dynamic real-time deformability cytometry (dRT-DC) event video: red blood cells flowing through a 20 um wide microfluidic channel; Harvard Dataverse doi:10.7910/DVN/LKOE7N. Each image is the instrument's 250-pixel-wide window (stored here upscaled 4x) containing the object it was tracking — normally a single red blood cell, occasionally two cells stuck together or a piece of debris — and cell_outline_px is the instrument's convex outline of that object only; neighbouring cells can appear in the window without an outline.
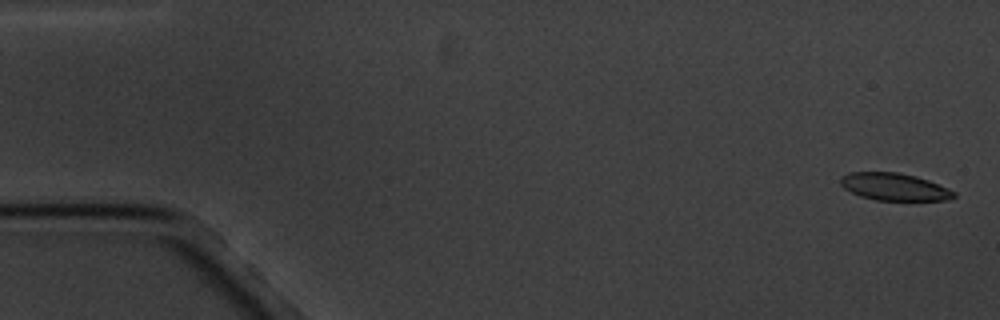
{"species": "common noctule bat (a hibernating species)", "species_latin": "Nyctalus noctula", "temperature_condition": "cold", "stored_images_in_passage": 6, "camera_frame_rate_fps": 3000, "um_per_image_px": 0.085, "animal": {"sex": "male", "body_mass_g": 20.1, "forearm_length_mm": 53.5}, "frame": {"image": 1, "passage_image": 1, "time_ms": 0.0, "image_size_px": [1000, 320], "cell_outline_px": [[956, 196], [944, 200], [876, 200], [860, 196], [844, 188], [840, 184], [840, 176], [848, 172], [900, 172], [916, 176], [928, 180], [948, 188], [956, 192]], "centroid_in_image_um": [75.99, 15.87], "position_along_channel_um": 9.0, "area_um2": 18.09}}
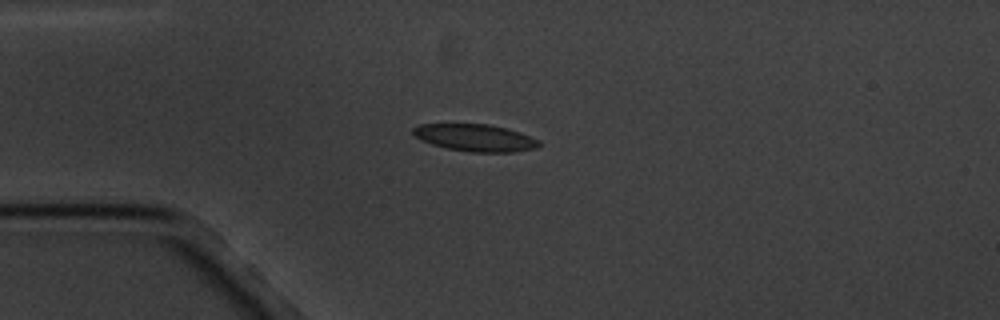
{"frame": {"image": 2, "passage_image": 4, "time_ms": 4.333, "image_size_px": [1000, 320], "cell_outline_px": [[540, 144], [536, 148], [512, 152], [472, 152], [448, 148], [432, 144], [420, 140], [412, 132], [412, 128], [420, 124], [488, 124], [508, 128], [520, 132], [540, 140]], "centroid_in_image_um": [40.41, 11.7], "position_along_channel_um": 44.6, "area_um2": 19.88}}
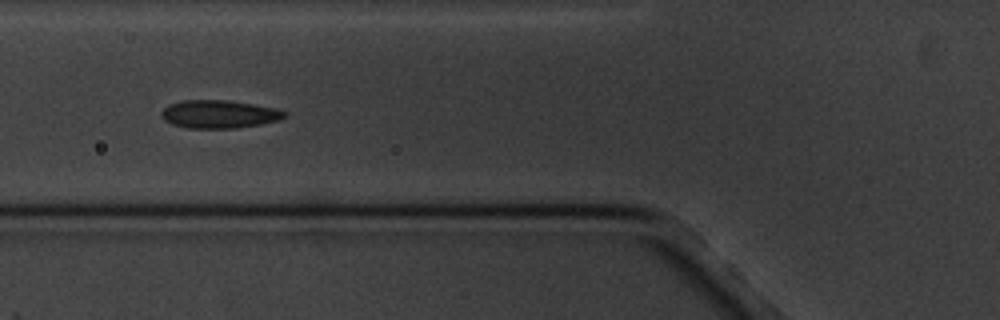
{"frame": {"image": 3, "passage_image": 6, "time_ms": 6.667, "image_size_px": [1000, 320], "cell_outline_px": [[288, 116], [280, 120], [260, 124], [236, 128], [188, 128], [172, 124], [164, 120], [160, 116], [160, 112], [168, 104], [184, 100], [228, 100], [276, 108], [288, 112]], "centroid_in_image_um": [18.63, 9.7], "position_along_channel_um": 107.2, "area_um2": 20.29}}